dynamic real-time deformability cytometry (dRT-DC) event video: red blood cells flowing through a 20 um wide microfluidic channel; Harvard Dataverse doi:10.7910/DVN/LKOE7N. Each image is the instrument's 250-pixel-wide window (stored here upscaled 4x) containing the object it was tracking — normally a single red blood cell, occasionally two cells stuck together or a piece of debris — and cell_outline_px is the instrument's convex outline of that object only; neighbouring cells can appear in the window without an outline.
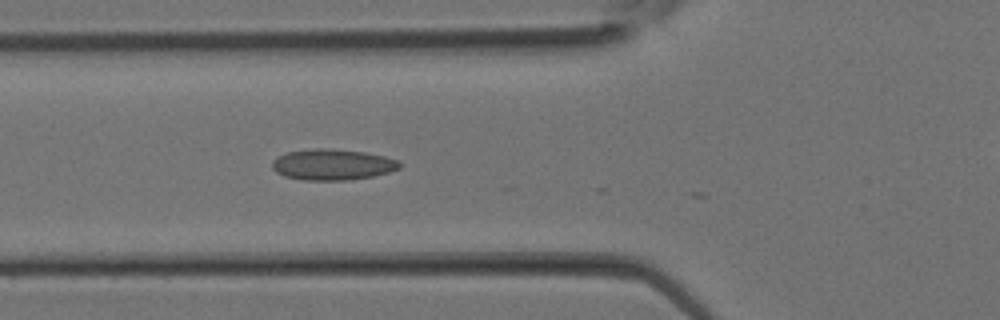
{"species": "Egyptian fruit bat (a non-hibernating species)", "species_latin": "Rousettus aegyptiacus", "temperature_condition": "room temperature", "stored_images_in_passage": 15, "camera_frame_rate_fps": 3000, "um_per_image_px": 0.085, "animal": {"sex": "female"}, "frame": {"image": 1, "passage_image": 12, "time_ms": 3.667, "image_size_px": [1000, 320], "cell_outline_px": [[400, 168], [388, 172], [372, 176], [348, 180], [304, 180], [284, 176], [276, 172], [272, 168], [272, 160], [276, 156], [288, 152], [316, 148], [328, 148], [364, 152], [384, 156], [396, 160], [400, 164]], "centroid_in_image_um": [28.21, 13.99], "position_along_channel_um": 97.6, "area_um2": 22.89}}
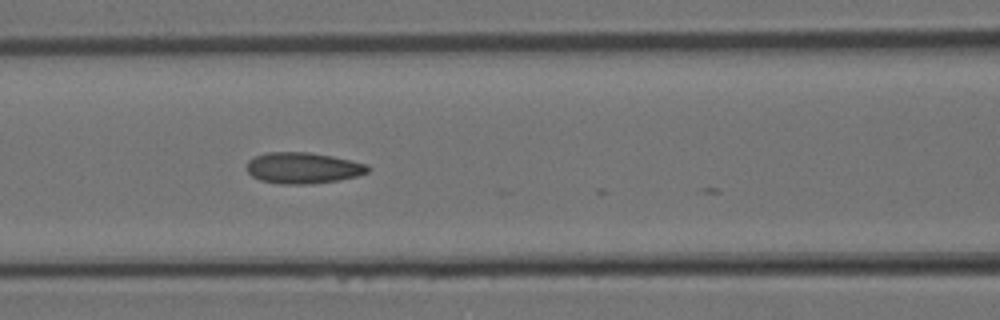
{"frame": {"image": 2, "passage_image": 14, "time_ms": 4.333, "image_size_px": [1000, 320], "cell_outline_px": [[372, 168], [368, 172], [356, 176], [336, 180], [308, 184], [280, 184], [260, 180], [252, 176], [248, 172], [248, 160], [256, 156], [268, 152], [308, 152], [332, 156], [368, 164]], "centroid_in_image_um": [25.77, 14.27], "position_along_channel_um": 140.8, "area_um2": 21.85}}